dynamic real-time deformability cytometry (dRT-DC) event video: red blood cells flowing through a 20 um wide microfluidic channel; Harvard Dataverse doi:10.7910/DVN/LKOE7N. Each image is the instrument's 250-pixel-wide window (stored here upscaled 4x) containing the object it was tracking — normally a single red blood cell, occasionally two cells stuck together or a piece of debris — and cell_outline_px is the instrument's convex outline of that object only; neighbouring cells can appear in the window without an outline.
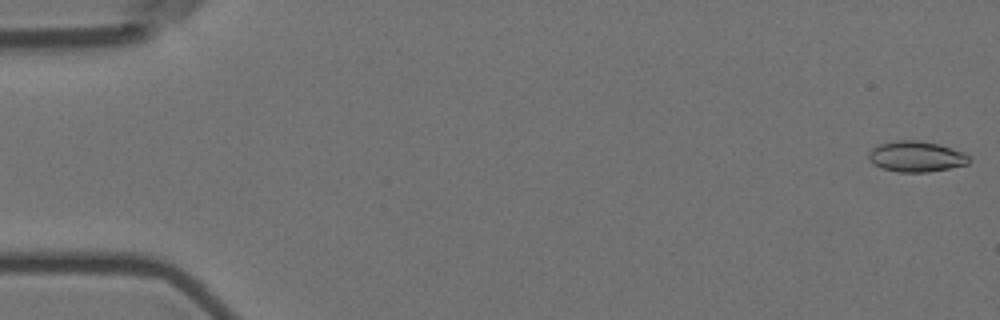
{"species": "Egyptian fruit bat (a non-hibernating species)", "species_latin": "Rousettus aegyptiacus", "temperature_condition": "room temperature", "stored_images_in_passage": 6, "camera_frame_rate_fps": 3000, "um_per_image_px": 0.085, "animal": {"sex": "female"}, "frame": {"image": 1, "passage_image": 1, "time_ms": 0.0, "image_size_px": [1000, 320], "cell_outline_px": [[972, 160], [968, 164], [928, 172], [900, 172], [880, 168], [872, 164], [868, 160], [868, 156], [872, 148], [880, 144], [892, 140], [920, 140], [940, 144], [964, 152]], "centroid_in_image_um": [77.87, 13.3], "position_along_channel_um": 7.1, "area_um2": 18.21}}
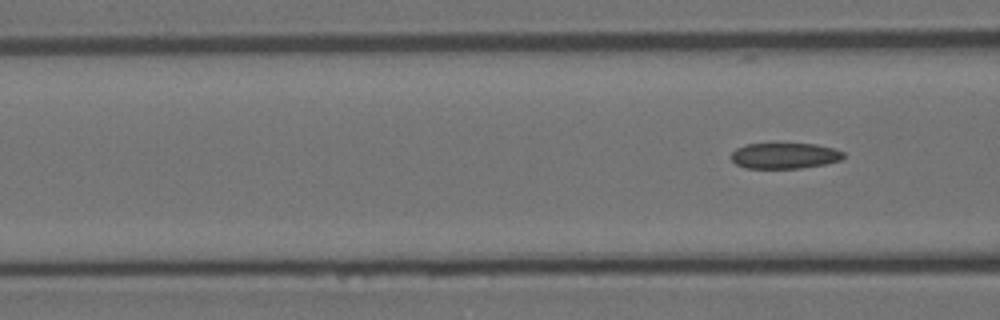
{"frame": {"image": 2, "passage_image": 6, "time_ms": 6.667, "image_size_px": [1000, 320], "cell_outline_px": [[844, 156], [840, 160], [824, 164], [800, 168], [744, 168], [736, 164], [728, 156], [736, 148], [744, 144], [816, 144], [832, 148], [844, 152]], "centroid_in_image_um": [66.64, 13.24], "position_along_channel_um": 100.0, "area_um2": 16.88}}